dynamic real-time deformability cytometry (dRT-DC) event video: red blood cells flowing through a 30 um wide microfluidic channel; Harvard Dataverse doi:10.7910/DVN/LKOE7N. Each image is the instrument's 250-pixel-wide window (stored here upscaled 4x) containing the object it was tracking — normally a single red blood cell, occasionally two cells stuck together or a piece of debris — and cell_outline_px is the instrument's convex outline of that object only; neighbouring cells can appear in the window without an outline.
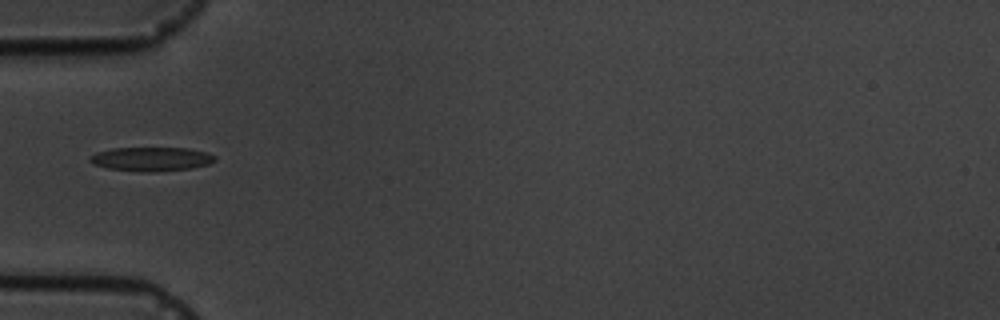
{"species": "common noctule bat (a hibernating species)", "species_latin": "Nyctalus noctula", "temperature_condition": "cold", "stored_images_in_passage": 6, "camera_frame_rate_fps": 3000, "um_per_image_px": 0.085, "animal": {"sex": "male", "body_mass_g": 19.5, "forearm_length_mm": 54.6}, "frame": {"image": 1, "passage_image": 6, "time_ms": 6.333, "image_size_px": [1000, 320], "cell_outline_px": [[216, 160], [208, 164], [192, 168], [148, 172], [108, 168], [92, 164], [88, 160], [96, 152], [112, 148], [188, 148], [204, 152], [216, 156]], "centroid_in_image_um": [12.85, 13.51], "position_along_channel_um": 72.1, "area_um2": 17.28}}